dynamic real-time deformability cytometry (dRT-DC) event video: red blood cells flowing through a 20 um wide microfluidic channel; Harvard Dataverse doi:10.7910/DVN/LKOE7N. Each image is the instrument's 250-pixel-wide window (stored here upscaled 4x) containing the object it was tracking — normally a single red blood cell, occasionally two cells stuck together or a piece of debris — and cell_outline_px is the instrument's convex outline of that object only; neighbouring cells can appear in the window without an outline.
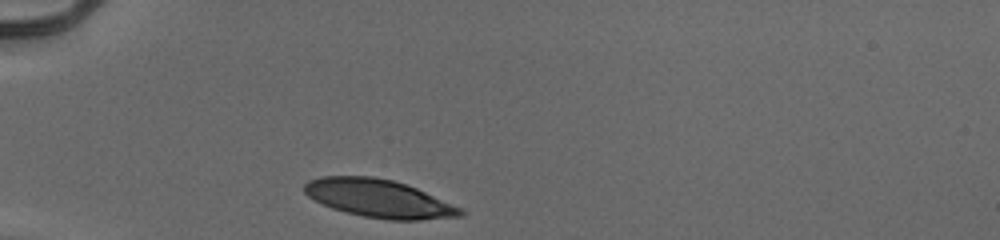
{"species": "human", "species_latin": "Homo sapiens", "temperature_condition": "cold", "stored_images_in_passage": 29, "camera_frame_rate_fps": 3000, "um_per_image_px": 0.085, "donor": {"sex": "male"}, "frame": {"image": 1, "passage_image": 1, "time_ms": 0.0, "image_size_px": [1000, 240], "cell_outline_px": [[464, 216], [420, 220], [388, 220], [364, 216], [344, 212], [332, 208], [308, 196], [304, 192], [304, 184], [308, 180], [320, 176], [372, 176], [392, 180], [416, 188], [464, 208]], "centroid_in_image_um": [32.23, 16.87], "position_along_channel_um": 52.8, "area_um2": 34.62}}
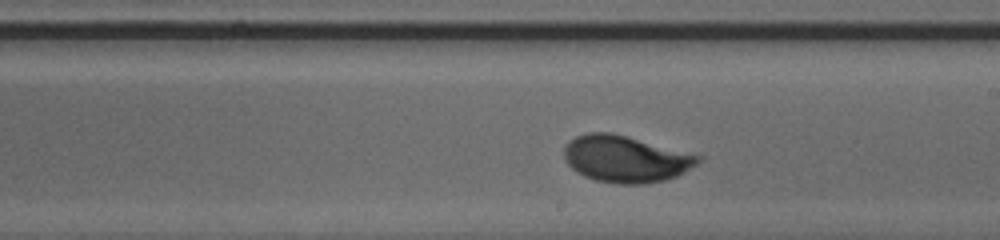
{"frame": {"image": 2, "passage_image": 17, "time_ms": 5.333, "image_size_px": [1000, 240], "cell_outline_px": [[700, 160], [696, 164], [676, 176], [664, 180], [640, 184], [616, 184], [596, 180], [584, 176], [576, 172], [564, 160], [564, 148], [576, 136], [588, 132], [612, 132], [700, 156]], "centroid_in_image_um": [53.12, 13.51], "position_along_channel_um": 235.9, "area_um2": 35.95}}
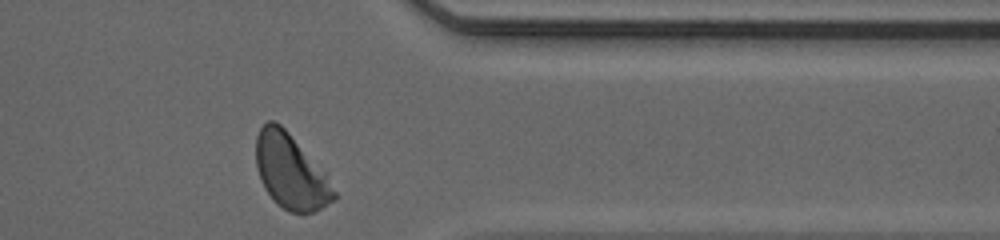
{"frame": {"image": 3, "passage_image": 29, "time_ms": 9.333, "image_size_px": [1000, 240], "cell_outline_px": [[336, 200], [312, 212], [288, 212], [264, 188], [260, 180], [256, 168], [256, 136], [260, 128], [268, 120], [272, 120], [280, 124], [288, 132], [324, 172], [336, 192]], "centroid_in_image_um": [24.69, 14.57], "position_along_channel_um": 386.7, "area_um2": 33.29}, "authors_computed_cell_mechanics": {"area_um2": 35.1424, "velocity_mm_per_s": 3.9061, "shape_relaxation_time_tau1_ms": 2.1627, "shape_relaxation_time_tau2_ms": null, "deformation_change_tau1": 0.1283, "deformation_change_tau2": null}}